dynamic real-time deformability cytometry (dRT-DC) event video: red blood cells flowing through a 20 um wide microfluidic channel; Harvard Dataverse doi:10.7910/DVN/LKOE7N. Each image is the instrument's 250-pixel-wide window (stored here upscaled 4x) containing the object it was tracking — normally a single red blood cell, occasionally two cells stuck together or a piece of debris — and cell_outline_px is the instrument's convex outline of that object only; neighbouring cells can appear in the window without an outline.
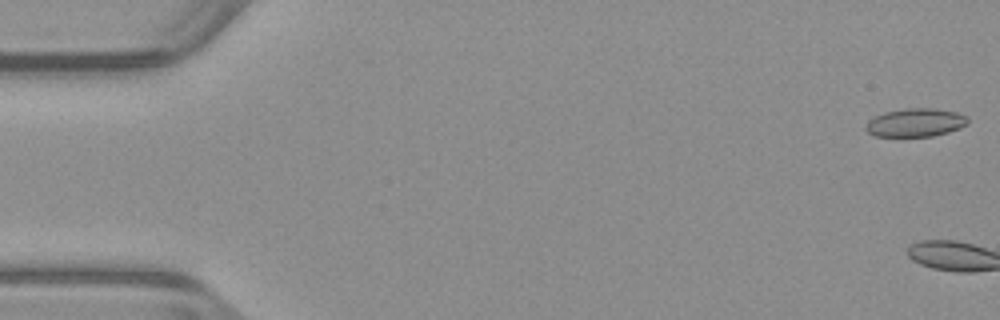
{"species": "common noctule bat (a hibernating species)", "species_latin": "Nyctalus noctula", "temperature_condition": "warm", "stored_images_in_passage": 2, "camera_frame_rate_fps": 3000, "um_per_image_px": 0.085, "animal": {"sex": "male", "body_mass_g": 23.1, "forearm_length_mm": 52.7}, "frame": {"image": 1, "passage_image": 1, "time_ms": 0.0, "image_size_px": [1000, 320], "cell_outline_px": [[968, 124], [960, 128], [948, 132], [932, 136], [876, 136], [868, 132], [864, 128], [868, 120], [884, 112], [904, 108], [936, 108], [956, 112], [968, 116]], "centroid_in_image_um": [77.83, 10.41], "position_along_channel_um": 7.2, "area_um2": 16.94}}